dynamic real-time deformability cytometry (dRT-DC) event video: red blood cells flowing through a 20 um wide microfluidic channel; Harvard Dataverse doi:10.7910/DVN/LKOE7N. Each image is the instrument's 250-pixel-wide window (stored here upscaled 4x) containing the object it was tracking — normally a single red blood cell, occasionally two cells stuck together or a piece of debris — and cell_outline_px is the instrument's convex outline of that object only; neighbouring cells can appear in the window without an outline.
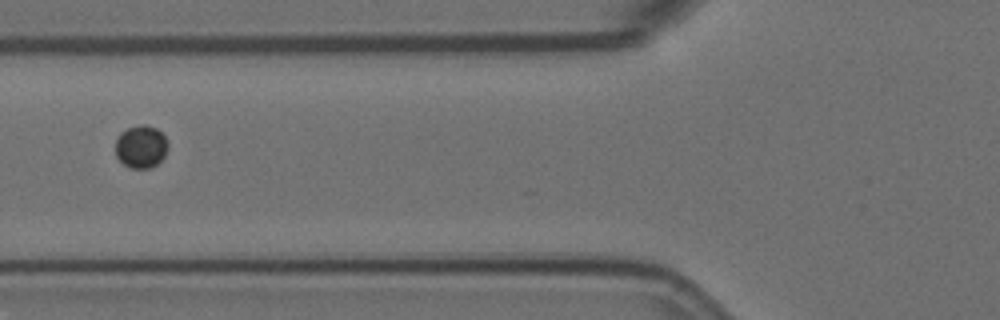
{"species": "Egyptian fruit bat (a non-hibernating species)", "species_latin": "Rousettus aegyptiacus", "temperature_condition": "room temperature", "stored_images_in_passage": 10, "segment_of_instrument_passage": [2, 2], "camera_frame_rate_fps": 3000, "um_per_image_px": 0.085, "animal": {"sex": "female"}, "frame": {"image": 1, "passage_image": 6, "time_ms": 1.667, "image_size_px": [1000, 320], "cell_outline_px": [[168, 148], [164, 156], [156, 164], [148, 168], [132, 168], [124, 164], [116, 156], [116, 140], [120, 132], [128, 128], [140, 124], [144, 124], [156, 128], [164, 136], [168, 144]], "centroid_in_image_um": [11.98, 12.45], "position_along_channel_um": 113.8, "area_um2": 12.95}}
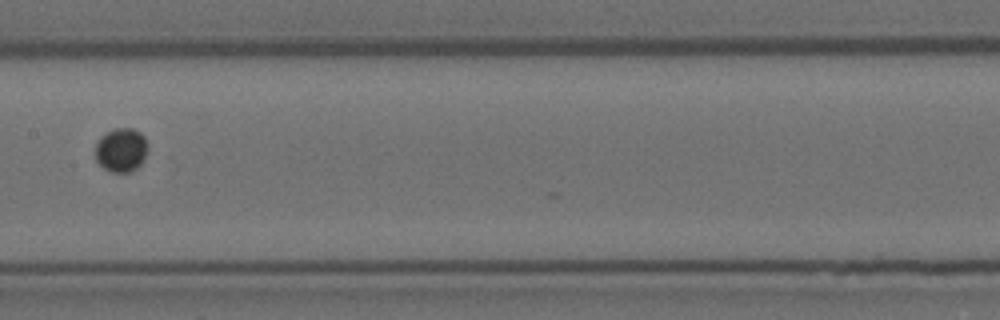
{"frame": {"image": 2, "passage_image": 8, "time_ms": 2.333, "image_size_px": [1000, 320], "cell_outline_px": [[148, 152], [144, 160], [132, 172], [112, 172], [104, 168], [96, 160], [96, 144], [100, 136], [112, 128], [132, 128], [140, 132], [144, 136], [148, 144]], "centroid_in_image_um": [10.32, 12.73], "position_along_channel_um": 197.1, "area_um2": 13.64}}
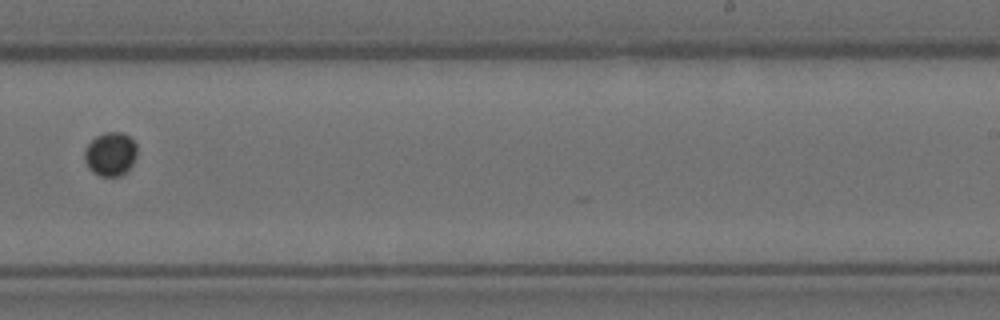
{"frame": {"image": 3, "passage_image": 10, "time_ms": 3.0, "image_size_px": [1000, 320], "cell_outline_px": [[136, 156], [132, 164], [120, 176], [100, 176], [92, 172], [88, 168], [84, 160], [84, 148], [96, 136], [104, 132], [120, 132], [128, 136], [136, 144]], "centroid_in_image_um": [9.35, 13.09], "position_along_channel_um": 279.6, "area_um2": 13.35}}